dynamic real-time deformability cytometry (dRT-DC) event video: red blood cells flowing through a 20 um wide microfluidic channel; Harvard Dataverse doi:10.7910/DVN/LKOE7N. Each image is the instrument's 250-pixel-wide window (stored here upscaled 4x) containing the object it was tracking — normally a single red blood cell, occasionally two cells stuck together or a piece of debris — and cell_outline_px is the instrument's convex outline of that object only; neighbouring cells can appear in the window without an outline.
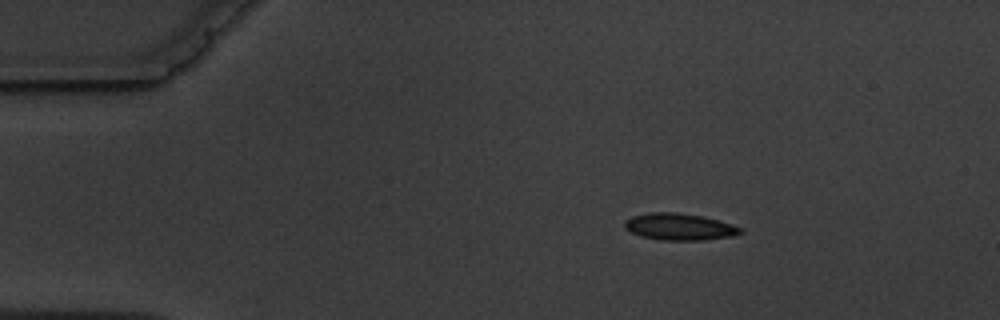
{"species": "common noctule bat (a hibernating species)", "species_latin": "Nyctalus noctula", "temperature_condition": "warm", "stored_images_in_passage": 2, "camera_frame_rate_fps": 3000, "um_per_image_px": 0.085, "animal": {"sex": "male", "body_mass_g": 19.5, "forearm_length_mm": 54.6}, "frame": {"image": 1, "passage_image": 2, "time_ms": 1.667, "image_size_px": [1000, 320], "cell_outline_px": [[744, 232], [732, 236], [704, 240], [660, 240], [640, 236], [624, 228], [624, 220], [632, 216], [648, 212], [676, 212], [700, 216], [716, 220], [740, 228]], "centroid_in_image_um": [57.67, 19.28], "position_along_channel_um": 27.3, "area_um2": 17.92}}